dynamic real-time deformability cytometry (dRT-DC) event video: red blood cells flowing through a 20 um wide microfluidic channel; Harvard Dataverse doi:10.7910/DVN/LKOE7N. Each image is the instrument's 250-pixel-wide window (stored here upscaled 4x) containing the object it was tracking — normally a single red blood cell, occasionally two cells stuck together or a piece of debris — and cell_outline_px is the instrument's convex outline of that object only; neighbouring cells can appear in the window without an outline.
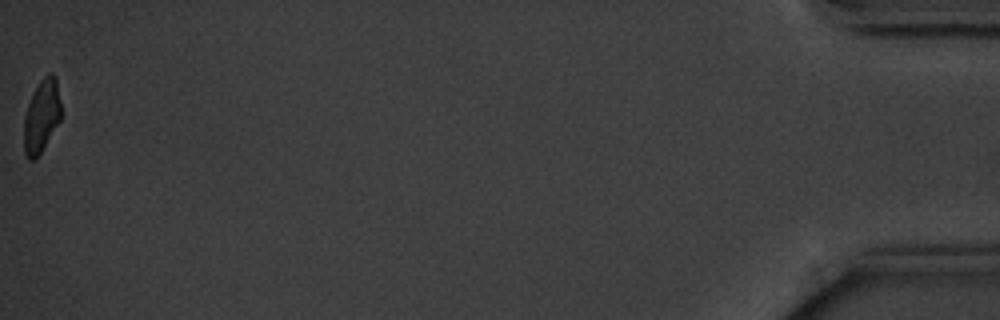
{"species": "common noctule bat (a hibernating species)", "species_latin": "Nyctalus noctula", "temperature_condition": "cold", "stored_images_in_passage": 16, "camera_frame_rate_fps": 3000, "um_per_image_px": 0.085, "animal": {"sex": "male", "body_mass_g": 20.1, "forearm_length_mm": 53.5}, "frame": {"image": 1, "passage_image": 16, "time_ms": 19.667, "image_size_px": [1000, 320], "cell_outline_px": [[60, 120], [36, 160], [28, 160], [24, 152], [24, 116], [28, 104], [40, 80], [48, 72], [52, 72], [56, 76], [60, 104]], "centroid_in_image_um": [3.52, 9.87], "position_along_channel_um": 431.7, "area_um2": 15.66}, "authors_computed_cell_mechanics": {"area_um2": 18.2648, "velocity_mm_per_s": 3.5355, "shape_relaxation_time_tau1_ms": 2.5594, "shape_relaxation_time_tau2_ms": null, "deformation_change_tau1": 0.1043, "deformation_change_tau2": null}}